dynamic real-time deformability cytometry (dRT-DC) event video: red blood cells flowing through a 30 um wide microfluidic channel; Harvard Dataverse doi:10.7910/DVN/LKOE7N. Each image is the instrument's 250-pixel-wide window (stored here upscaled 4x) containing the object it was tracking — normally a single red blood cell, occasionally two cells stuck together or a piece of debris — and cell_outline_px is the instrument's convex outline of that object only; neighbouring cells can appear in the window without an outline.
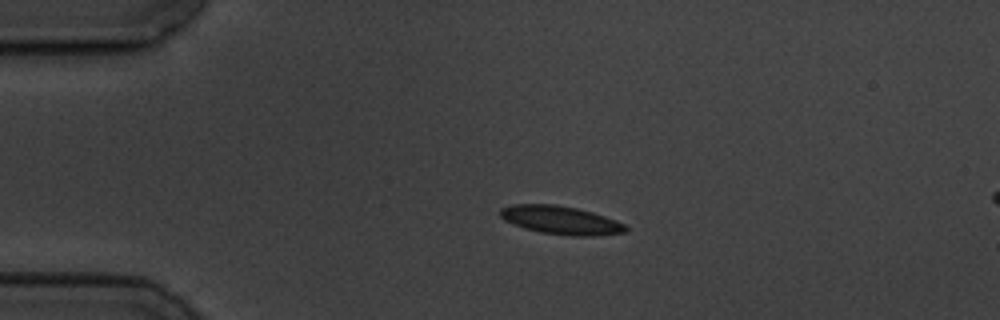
{"species": "common noctule bat (a hibernating species)", "species_latin": "Nyctalus noctula", "temperature_condition": "cold", "stored_images_in_passage": 3, "segment_of_instrument_passage": [1, 2], "camera_frame_rate_fps": 3000, "um_per_image_px": 0.085, "animal": {"sex": "male", "body_mass_g": 19.5, "forearm_length_mm": 54.6}, "frame": {"image": 1, "passage_image": 1, "time_ms": 0.0, "image_size_px": [1000, 320], "cell_outline_px": [[628, 232], [592, 236], [572, 236], [540, 232], [524, 228], [504, 220], [500, 216], [500, 208], [512, 204], [556, 204], [576, 208], [592, 212], [616, 220], [624, 224], [628, 228]], "centroid_in_image_um": [47.67, 18.71], "position_along_channel_um": 37.3, "area_um2": 20.75}}